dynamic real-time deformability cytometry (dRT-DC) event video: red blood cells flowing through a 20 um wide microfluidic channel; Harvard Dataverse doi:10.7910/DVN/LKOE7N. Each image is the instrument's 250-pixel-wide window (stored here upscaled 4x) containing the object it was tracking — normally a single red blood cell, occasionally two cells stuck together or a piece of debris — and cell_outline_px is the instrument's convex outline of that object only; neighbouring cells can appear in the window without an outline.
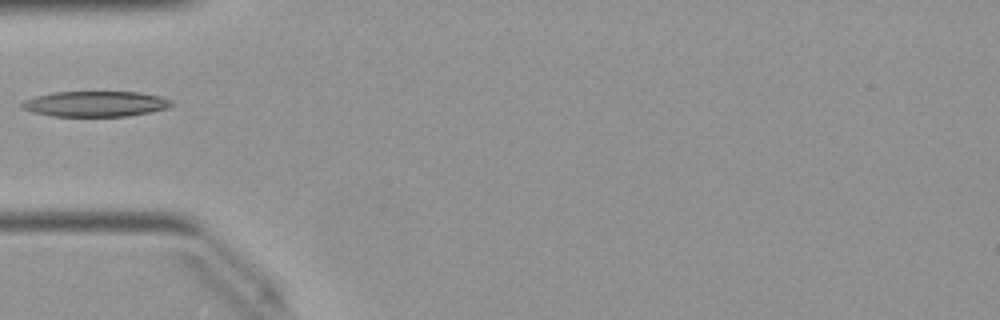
{"species": "Egyptian fruit bat (a non-hibernating species)", "species_latin": "Rousettus aegyptiacus", "temperature_condition": "warm", "stored_images_in_passage": 35, "camera_frame_rate_fps": 3000, "um_per_image_px": 0.085, "animal": {"sex": "female"}, "frame": {"image": 1, "passage_image": 1, "time_ms": 0.0, "image_size_px": [1000, 320], "cell_outline_px": [[172, 104], [168, 108], [152, 112], [128, 116], [52, 116], [32, 112], [20, 108], [20, 104], [24, 100], [36, 96], [52, 92], [140, 92], [160, 96], [172, 100]], "centroid_in_image_um": [8.11, 8.83], "position_along_channel_um": 76.9, "area_um2": 22.37}}
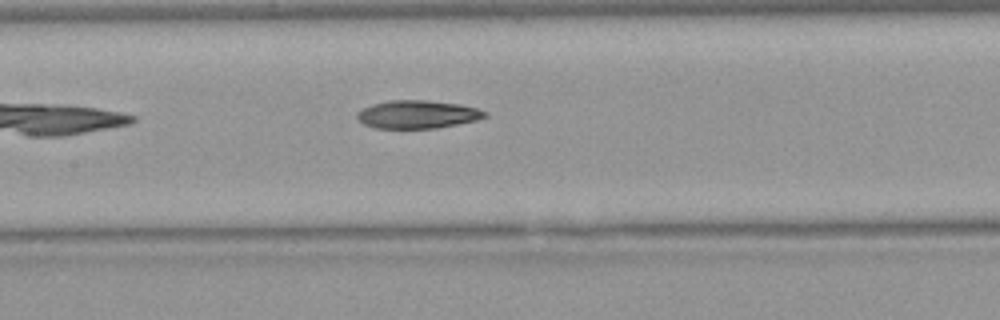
{"frame": {"image": 2, "passage_image": 8, "time_ms": 2.333, "image_size_px": [1000, 320], "cell_outline_px": [[488, 116], [476, 120], [436, 128], [376, 128], [364, 124], [356, 116], [356, 112], [372, 104], [388, 100], [428, 100], [460, 104], [476, 108], [488, 112]], "centroid_in_image_um": [35.49, 9.71], "position_along_channel_um": 171.9, "area_um2": 20.87}}
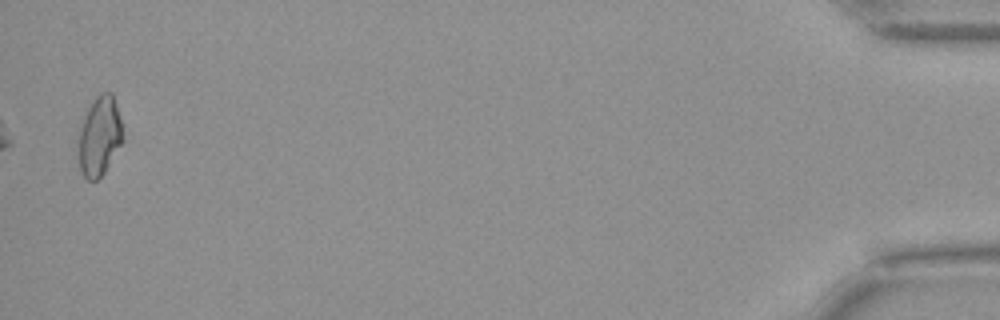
{"frame": {"image": 3, "passage_image": 34, "time_ms": 11.0, "image_size_px": [1000, 320], "cell_outline_px": [[124, 140], [104, 172], [96, 180], [88, 180], [80, 172], [80, 128], [84, 116], [92, 100], [100, 92], [112, 92], [120, 116]], "centroid_in_image_um": [8.49, 11.54], "position_along_channel_um": 426.7, "area_um2": 20.29}}